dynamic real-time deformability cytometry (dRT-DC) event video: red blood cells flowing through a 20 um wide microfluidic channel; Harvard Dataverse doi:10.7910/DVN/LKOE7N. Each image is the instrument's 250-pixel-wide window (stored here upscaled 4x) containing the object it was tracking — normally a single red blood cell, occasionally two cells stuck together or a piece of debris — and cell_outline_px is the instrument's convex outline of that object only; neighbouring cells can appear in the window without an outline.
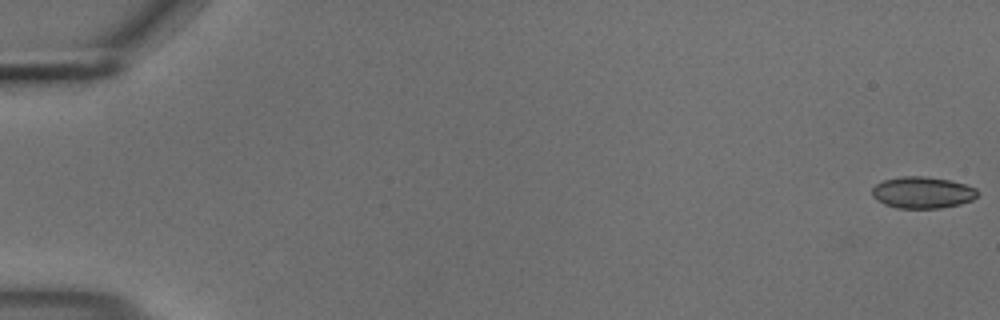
{"species": "common noctule bat (a hibernating species)", "species_latin": "Nyctalus noctula", "temperature_condition": "cold", "stored_images_in_passage": 54, "camera_frame_rate_fps": 3000, "um_per_image_px": 0.085, "animal": {"sex": "male", "body_mass_g": 18.8}, "frame": {"image": 1, "passage_image": 1, "time_ms": 0.0, "image_size_px": [1000, 320], "cell_outline_px": [[980, 192], [972, 200], [960, 204], [940, 208], [896, 208], [884, 204], [872, 196], [872, 188], [876, 184], [884, 180], [900, 176], [924, 176], [948, 180], [964, 184], [976, 188]], "centroid_in_image_um": [78.41, 16.36], "position_along_channel_um": 6.6, "area_um2": 19.42}}
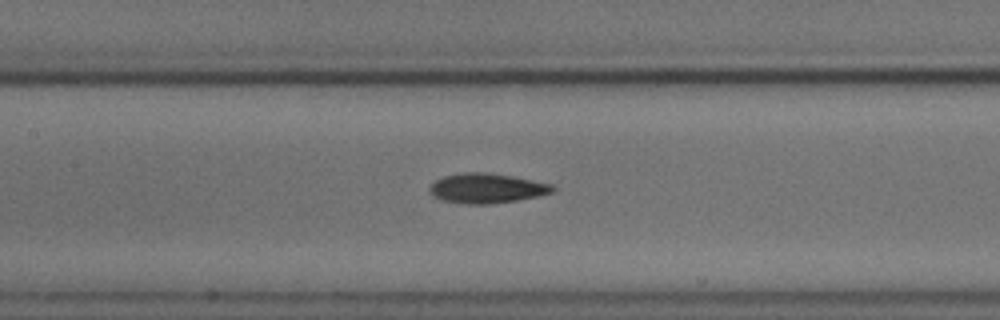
{"frame": {"image": 2, "passage_image": 27, "time_ms": 8.667, "image_size_px": [1000, 320], "cell_outline_px": [[556, 188], [552, 192], [536, 196], [516, 200], [488, 204], [468, 204], [444, 200], [432, 196], [428, 192], [428, 188], [436, 180], [444, 176], [464, 172], [488, 172], [512, 176], [552, 184]], "centroid_in_image_um": [41.34, 15.99], "position_along_channel_um": 166.1, "area_um2": 21.21}}
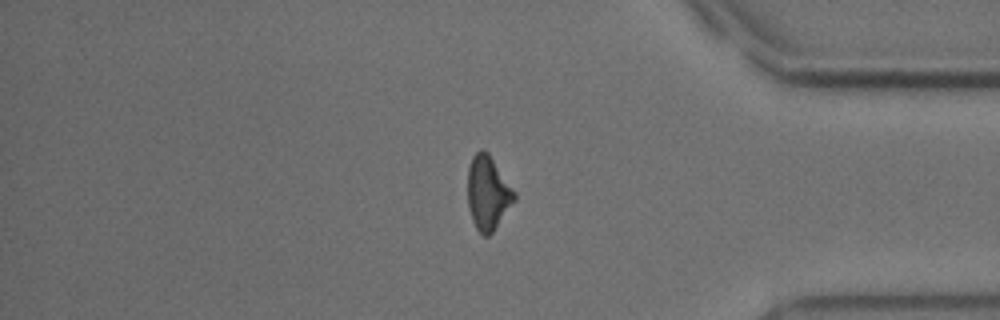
{"frame": {"image": 3, "passage_image": 47, "time_ms": 15.333, "image_size_px": [1000, 320], "cell_outline_px": [[516, 200], [492, 232], [488, 236], [484, 236], [476, 228], [472, 220], [468, 204], [468, 168], [472, 156], [476, 152], [488, 152], [516, 192]], "centroid_in_image_um": [41.48, 16.41], "position_along_channel_um": 393.7, "area_um2": 19.94}}